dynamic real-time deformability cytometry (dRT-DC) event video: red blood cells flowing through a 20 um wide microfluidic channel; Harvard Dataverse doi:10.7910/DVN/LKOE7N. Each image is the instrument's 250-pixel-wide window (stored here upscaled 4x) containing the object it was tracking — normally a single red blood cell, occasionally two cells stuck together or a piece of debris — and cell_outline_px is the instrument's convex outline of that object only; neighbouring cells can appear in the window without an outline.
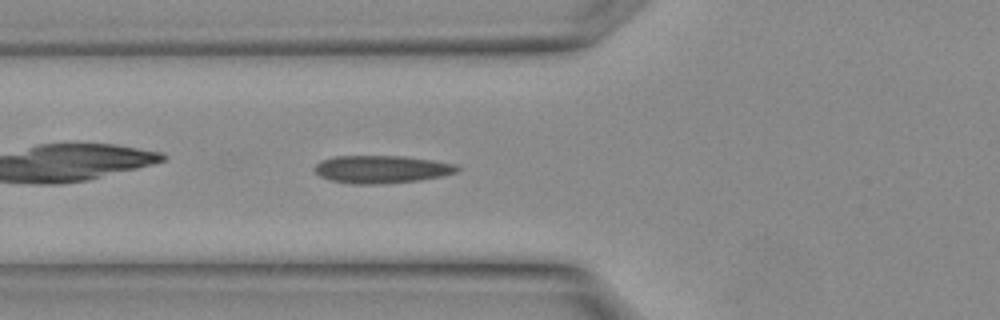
{"species": "Egyptian fruit bat (a non-hibernating species)", "species_latin": "Rousettus aegyptiacus", "temperature_condition": "warm", "stored_images_in_passage": 6, "camera_frame_rate_fps": 3000, "um_per_image_px": 0.085, "animal": {"sex": "female"}, "frame": {"image": 1, "passage_image": 4, "time_ms": 1.0, "image_size_px": [1000, 320], "cell_outline_px": [[460, 168], [456, 172], [440, 176], [420, 180], [380, 184], [352, 184], [328, 180], [320, 176], [312, 168], [320, 160], [336, 156], [404, 156], [432, 160], [456, 164]], "centroid_in_image_um": [32.39, 14.39], "position_along_channel_um": 93.4, "area_um2": 23.12}}
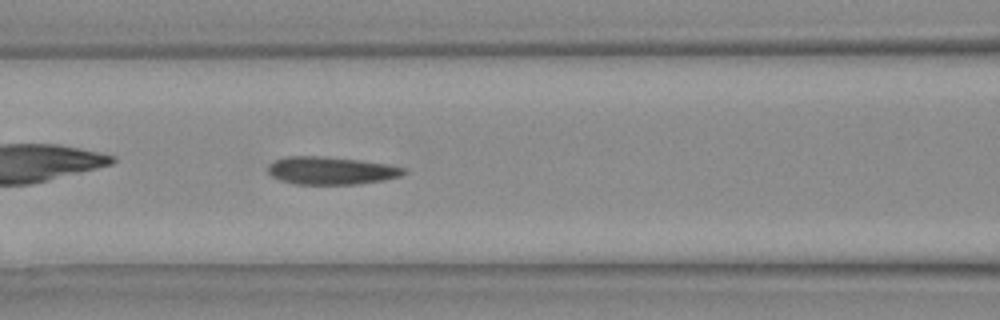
{"frame": {"image": 2, "passage_image": 6, "time_ms": 1.667, "image_size_px": [1000, 320], "cell_outline_px": [[408, 172], [400, 176], [380, 180], [356, 184], [292, 184], [280, 180], [272, 176], [268, 172], [268, 164], [276, 160], [288, 156], [324, 156], [360, 160], [388, 164], [404, 168]], "centroid_in_image_um": [28.12, 14.49], "position_along_channel_um": 138.5, "area_um2": 21.91}}